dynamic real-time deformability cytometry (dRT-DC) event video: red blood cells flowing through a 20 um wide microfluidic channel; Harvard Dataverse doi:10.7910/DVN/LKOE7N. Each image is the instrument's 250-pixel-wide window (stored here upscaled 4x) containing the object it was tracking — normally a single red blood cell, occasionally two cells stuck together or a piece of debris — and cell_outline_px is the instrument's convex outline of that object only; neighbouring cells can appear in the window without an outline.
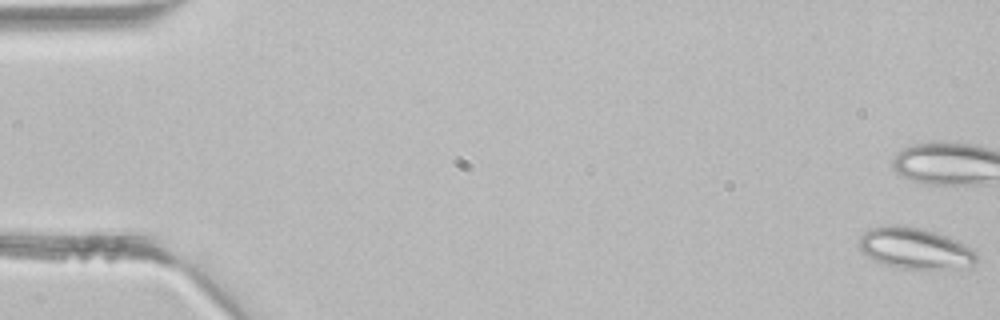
{"species": "common noctule bat (a hibernating species)", "species_latin": "Nyctalus noctula", "temperature_condition": "room temperature", "stored_images_in_passage": 44, "camera_frame_rate_fps": 3000, "um_per_image_px": 0.085, "animal": {"sex": "male", "body_mass_g": 21.5, "forearm_length_mm": 52.0}, "frame": {"image": 1, "passage_image": 1, "time_ms": 0.0, "image_size_px": [1000, 320], "cell_outline_px": [[976, 260], [972, 268], [900, 268], [872, 260], [856, 244], [860, 236], [864, 232], [872, 228], [888, 224], [904, 224], [936, 232], [956, 240], [972, 248], [976, 252]], "centroid_in_image_um": [77.77, 21.09], "position_along_channel_um": 7.2, "area_um2": 28.32}}